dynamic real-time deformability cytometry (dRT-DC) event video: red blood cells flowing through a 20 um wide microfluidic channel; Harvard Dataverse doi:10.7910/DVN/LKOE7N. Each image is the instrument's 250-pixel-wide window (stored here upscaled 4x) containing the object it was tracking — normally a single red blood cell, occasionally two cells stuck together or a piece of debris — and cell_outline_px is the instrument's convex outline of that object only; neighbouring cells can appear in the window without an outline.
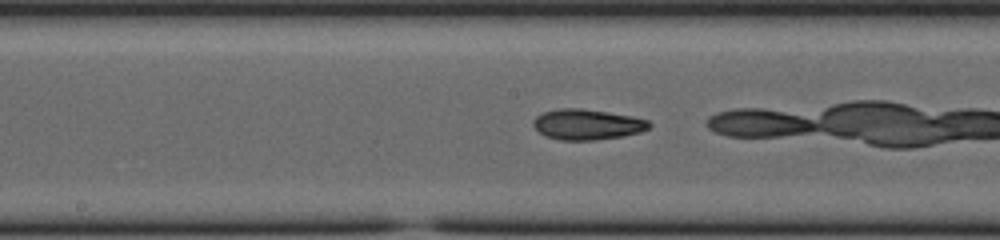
{"species": "common noctule bat (a hibernating species)", "species_latin": "Nyctalus noctula", "temperature_condition": "cold", "stored_images_in_passage": 38, "camera_frame_rate_fps": 3000, "um_per_image_px": 0.085, "animal": {"sex": "female", "body_mass_g": 23.0, "forearm_length_mm": 53.4}, "frame": {"image": 1, "passage_image": 24, "time_ms": 7.667, "image_size_px": [1000, 240], "cell_outline_px": [[652, 124], [648, 128], [640, 132], [624, 136], [592, 140], [560, 140], [544, 136], [532, 124], [532, 120], [536, 116], [544, 112], [556, 108], [580, 108], [608, 112], [632, 116], [648, 120]], "centroid_in_image_um": [49.89, 10.57], "position_along_channel_um": 198.3, "area_um2": 20.69}}
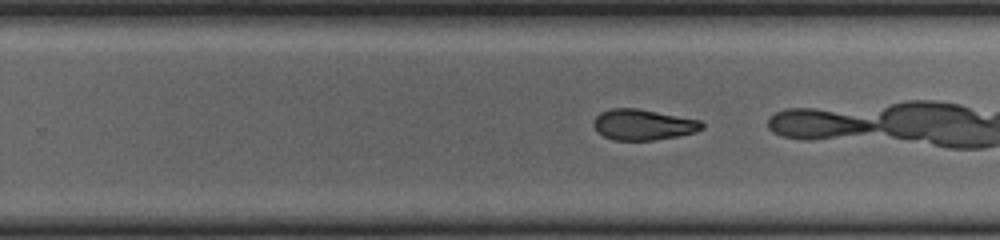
{"frame": {"image": 2, "passage_image": 30, "time_ms": 9.667, "image_size_px": [1000, 240], "cell_outline_px": [[704, 128], [696, 132], [676, 136], [652, 140], [612, 140], [596, 132], [592, 124], [592, 120], [600, 112], [612, 108], [636, 108], [700, 120], [704, 124]], "centroid_in_image_um": [54.62, 10.6], "position_along_channel_um": 275.2, "area_um2": 19.48}}